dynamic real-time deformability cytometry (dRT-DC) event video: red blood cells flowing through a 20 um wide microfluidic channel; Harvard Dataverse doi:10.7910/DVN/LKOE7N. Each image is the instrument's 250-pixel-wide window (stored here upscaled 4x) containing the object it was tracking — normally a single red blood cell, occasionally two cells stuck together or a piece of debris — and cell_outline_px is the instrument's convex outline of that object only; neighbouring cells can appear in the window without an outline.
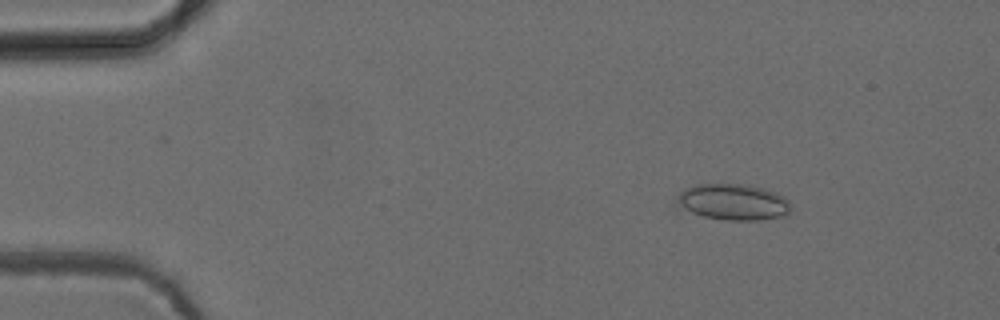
{"species": "common noctule bat (a hibernating species)", "species_latin": "Nyctalus noctula", "temperature_condition": "cold", "stored_images_in_passage": 2, "camera_frame_rate_fps": 3000, "um_per_image_px": 0.085, "animal": {"sex": "female", "body_mass_g": 24.6, "forearm_length_mm": 56.2}, "frame": {"image": 1, "passage_image": 2, "time_ms": 0.333, "image_size_px": [1000, 320], "cell_outline_px": [[792, 212], [784, 216], [756, 220], [728, 220], [704, 216], [672, 208], [672, 204], [676, 196], [684, 188], [696, 184], [748, 184], [764, 188], [776, 192], [784, 196], [788, 200], [792, 208]], "centroid_in_image_um": [62.24, 17.17], "position_along_channel_um": 22.8, "area_um2": 24.85}}